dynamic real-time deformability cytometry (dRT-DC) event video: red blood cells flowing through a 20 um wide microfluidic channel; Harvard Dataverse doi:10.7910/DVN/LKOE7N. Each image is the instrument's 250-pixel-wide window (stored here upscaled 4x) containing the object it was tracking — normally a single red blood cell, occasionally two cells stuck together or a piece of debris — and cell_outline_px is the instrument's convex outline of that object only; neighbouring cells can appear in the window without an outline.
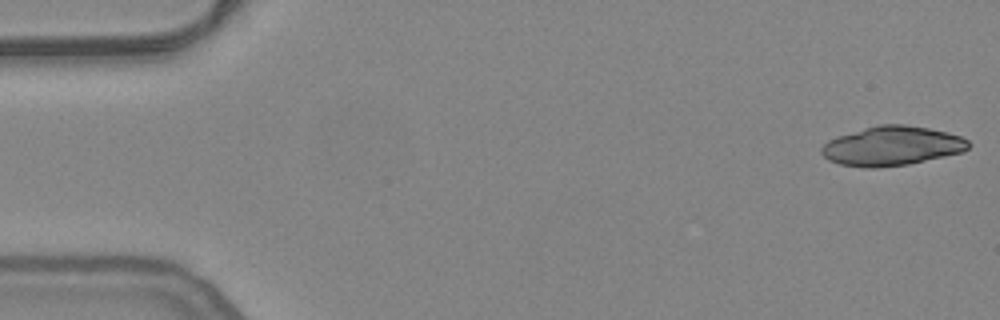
{"species": "common noctule bat (a hibernating species)", "species_latin": "Nyctalus noctula", "temperature_condition": "warm", "stored_images_in_passage": 21, "camera_frame_rate_fps": 3000, "um_per_image_px": 0.085, "animal": {"sex": "female", "body_mass_g": 24.6, "forearm_length_mm": 56.2}, "frame": {"image": 1, "passage_image": 1, "time_ms": 0.0, "image_size_px": [1000, 320], "cell_outline_px": [[972, 144], [964, 152], [908, 164], [880, 168], [864, 168], [840, 164], [828, 160], [820, 152], [820, 148], [828, 140], [836, 136], [864, 128], [880, 124], [904, 124], [928, 128], [948, 132], [960, 136], [968, 140]], "centroid_in_image_um": [75.81, 12.41], "position_along_channel_um": 9.2, "area_um2": 33.93}}